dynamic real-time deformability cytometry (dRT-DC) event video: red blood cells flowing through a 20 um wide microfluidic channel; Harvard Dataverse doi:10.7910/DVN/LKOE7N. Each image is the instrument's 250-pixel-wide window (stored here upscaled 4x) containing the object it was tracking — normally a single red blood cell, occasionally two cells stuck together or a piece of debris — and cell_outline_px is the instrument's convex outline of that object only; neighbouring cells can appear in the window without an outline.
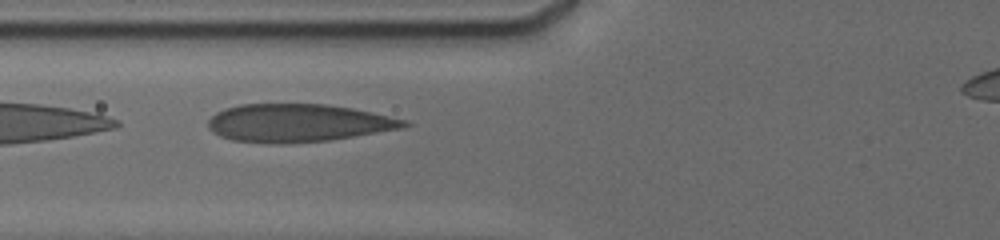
{"species": "human", "species_latin": "Homo sapiens", "temperature_condition": "cold", "stored_images_in_passage": 19, "camera_frame_rate_fps": 3000, "um_per_image_px": 0.085, "donor": {"sex": "male"}, "frame": {"image": 1, "passage_image": 4, "time_ms": 3.0, "image_size_px": [1000, 240], "cell_outline_px": [[412, 124], [404, 128], [328, 140], [280, 144], [276, 144], [232, 140], [220, 136], [212, 132], [208, 128], [208, 120], [216, 112], [224, 108], [240, 104], [324, 104], [352, 108], [408, 120]], "centroid_in_image_um": [25.32, 10.45], "position_along_channel_um": 100.5, "area_um2": 43.35}}
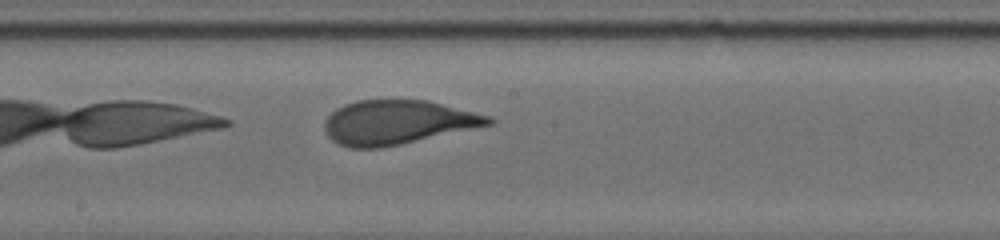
{"frame": {"image": 2, "passage_image": 14, "time_ms": 6.0, "image_size_px": [1000, 240], "cell_outline_px": [[496, 120], [492, 124], [400, 144], [380, 148], [348, 148], [332, 140], [328, 136], [324, 128], [324, 120], [336, 108], [344, 104], [356, 100], [428, 100], [492, 116]], "centroid_in_image_um": [33.77, 10.39], "position_along_channel_um": 214.4, "area_um2": 42.14}}
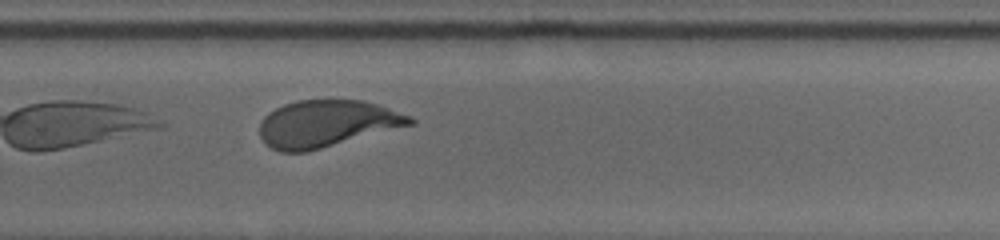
{"frame": {"image": 3, "passage_image": 19, "time_ms": 8.333, "image_size_px": [1000, 240], "cell_outline_px": [[416, 120], [412, 124], [308, 152], [280, 152], [264, 144], [260, 136], [260, 124], [264, 116], [268, 112], [284, 104], [296, 100], [364, 100], [412, 116]], "centroid_in_image_um": [27.73, 10.51], "position_along_channel_um": 302.1, "area_um2": 41.04}}